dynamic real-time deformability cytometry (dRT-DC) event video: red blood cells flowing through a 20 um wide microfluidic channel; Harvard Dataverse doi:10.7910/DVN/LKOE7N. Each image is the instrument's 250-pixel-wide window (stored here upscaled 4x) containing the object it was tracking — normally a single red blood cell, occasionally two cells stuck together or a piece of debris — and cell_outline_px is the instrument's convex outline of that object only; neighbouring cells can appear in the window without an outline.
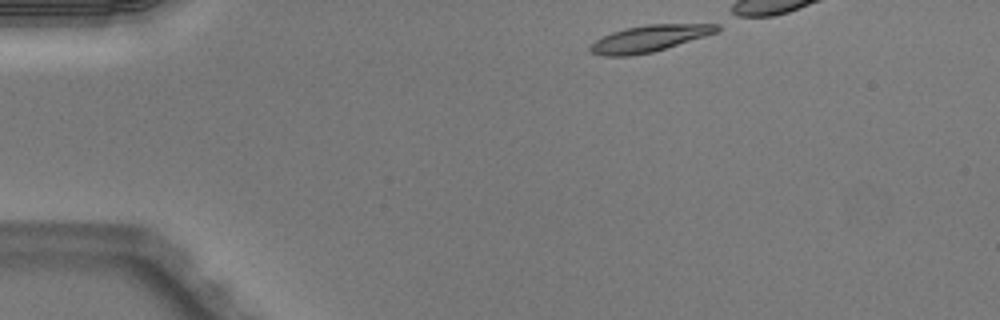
{"species": "Egyptian fruit bat (a non-hibernating species)", "species_latin": "Rousettus aegyptiacus", "temperature_condition": "warm", "stored_images_in_passage": 8, "camera_frame_rate_fps": 3000, "um_per_image_px": 0.085, "animal": {"sex": "male"}, "frame": {"image": 1, "passage_image": 1, "time_ms": 0.0, "image_size_px": [1000, 320], "cell_outline_px": [[720, 28], [716, 32], [704, 36], [652, 52], [632, 56], [604, 56], [592, 52], [588, 48], [596, 40], [612, 32], [624, 28], [648, 24], [720, 24]], "centroid_in_image_um": [55.16, 3.27], "position_along_channel_um": 29.8, "area_um2": 19.31}}